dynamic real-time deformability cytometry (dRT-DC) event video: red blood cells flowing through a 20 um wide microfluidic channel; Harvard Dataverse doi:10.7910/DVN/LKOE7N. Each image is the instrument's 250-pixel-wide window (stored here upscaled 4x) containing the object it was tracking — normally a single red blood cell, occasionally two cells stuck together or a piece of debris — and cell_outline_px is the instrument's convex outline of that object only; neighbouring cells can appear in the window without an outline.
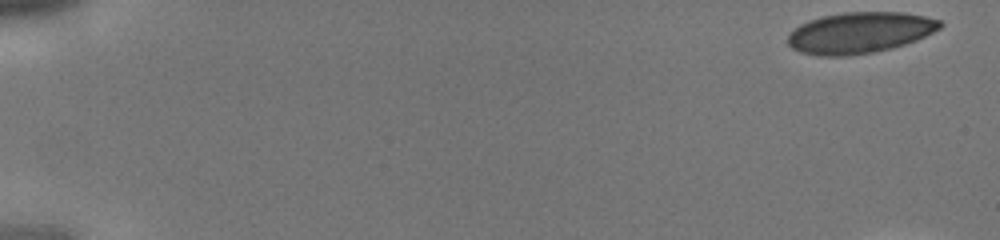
{"species": "human", "species_latin": "Homo sapiens", "temperature_condition": "cold", "stored_images_in_passage": 9, "camera_frame_rate_fps": 3000, "um_per_image_px": 0.085, "donor": {"sex": "male"}, "frame": {"image": 1, "passage_image": 1, "time_ms": 0.0, "image_size_px": [1000, 240], "cell_outline_px": [[944, 24], [940, 28], [916, 40], [892, 48], [872, 52], [848, 56], [820, 56], [800, 52], [792, 48], [788, 44], [788, 36], [800, 24], [808, 20], [824, 16], [844, 12], [904, 12], [924, 16], [940, 20]], "centroid_in_image_um": [73.08, 2.78], "position_along_channel_um": 11.9, "area_um2": 36.3}}